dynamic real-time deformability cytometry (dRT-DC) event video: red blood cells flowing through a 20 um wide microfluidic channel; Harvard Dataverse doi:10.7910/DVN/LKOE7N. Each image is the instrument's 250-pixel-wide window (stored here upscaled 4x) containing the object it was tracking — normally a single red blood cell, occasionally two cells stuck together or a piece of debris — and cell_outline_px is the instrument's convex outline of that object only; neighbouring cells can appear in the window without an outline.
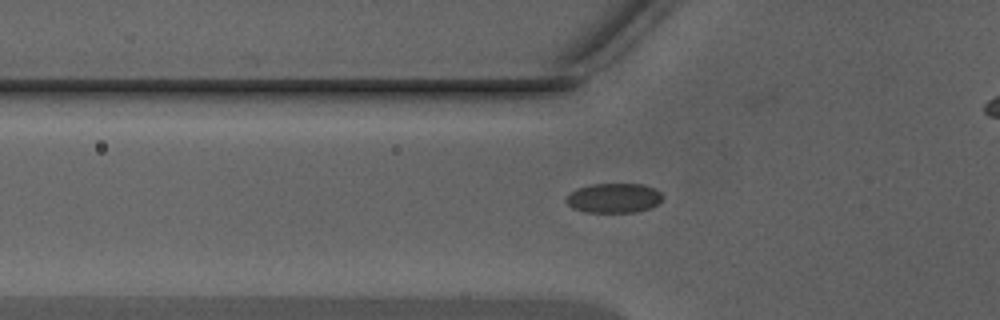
{"species": "Egyptian fruit bat (a non-hibernating species)", "species_latin": "Rousettus aegyptiacus", "temperature_condition": "warm", "stored_images_in_passage": 46, "camera_frame_rate_fps": 3000, "um_per_image_px": 0.085, "animal": {"sex": "male"}, "frame": {"image": 1, "passage_image": 14, "time_ms": 4.333, "image_size_px": [1000, 320], "cell_outline_px": [[664, 196], [660, 204], [636, 212], [584, 212], [572, 208], [564, 200], [572, 192], [580, 188], [592, 184], [644, 184], [660, 192]], "centroid_in_image_um": [52.21, 16.84], "position_along_channel_um": 73.6, "area_um2": 16.59}}
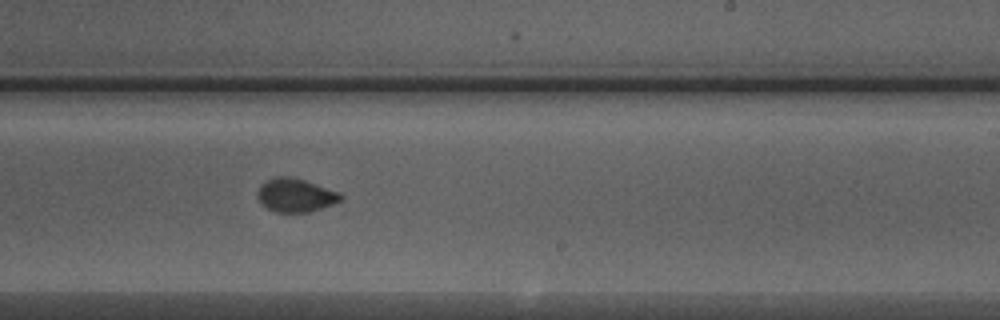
{"frame": {"image": 2, "passage_image": 27, "time_ms": 8.667, "image_size_px": [1000, 320], "cell_outline_px": [[344, 196], [340, 200], [332, 204], [308, 212], [276, 212], [268, 208], [256, 196], [256, 192], [260, 184], [272, 176], [288, 176], [304, 180], [340, 192]], "centroid_in_image_um": [25.09, 16.57], "position_along_channel_um": 263.9, "area_um2": 16.18}}
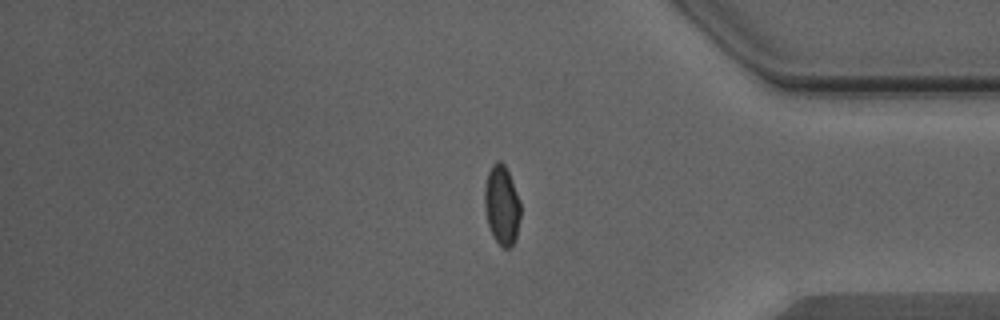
{"frame": {"image": 3, "passage_image": 37, "time_ms": 12.0, "image_size_px": [1000, 320], "cell_outline_px": [[520, 216], [516, 236], [512, 244], [508, 248], [504, 248], [492, 236], [488, 224], [484, 208], [484, 188], [488, 172], [492, 164], [496, 160], [500, 160], [504, 164], [508, 172], [520, 200]], "centroid_in_image_um": [42.63, 17.41], "position_along_channel_um": 392.6, "area_um2": 16.59}}